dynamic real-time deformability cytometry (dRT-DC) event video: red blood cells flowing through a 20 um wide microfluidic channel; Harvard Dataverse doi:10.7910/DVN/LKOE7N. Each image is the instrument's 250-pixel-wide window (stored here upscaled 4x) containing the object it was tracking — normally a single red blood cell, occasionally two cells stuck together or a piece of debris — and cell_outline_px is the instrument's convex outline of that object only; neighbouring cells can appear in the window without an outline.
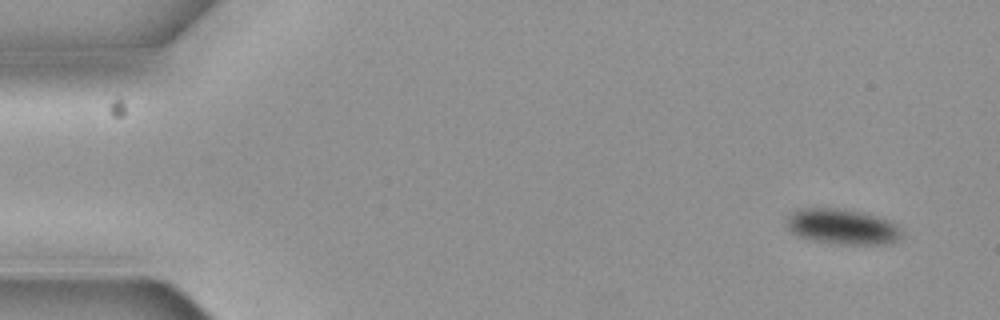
{"species": "common noctule bat (a hibernating species)", "species_latin": "Nyctalus noctula", "temperature_condition": "cold", "stored_images_in_passage": 5, "camera_frame_rate_fps": 3000, "um_per_image_px": 0.085, "animal": {"sex": "female", "body_mass_g": 19.3, "forearm_length_mm": 54.1}, "frame": {"image": 1, "passage_image": 1, "time_ms": 0.0, "image_size_px": [1000, 320], "cell_outline_px": [[904, 232], [896, 240], [880, 244], [840, 244], [812, 240], [800, 236], [792, 232], [788, 228], [788, 216], [792, 212], [800, 208], [844, 208], [864, 212], [888, 220], [896, 224]], "centroid_in_image_um": [71.61, 19.24], "position_along_channel_um": 13.4, "area_um2": 23.64}}
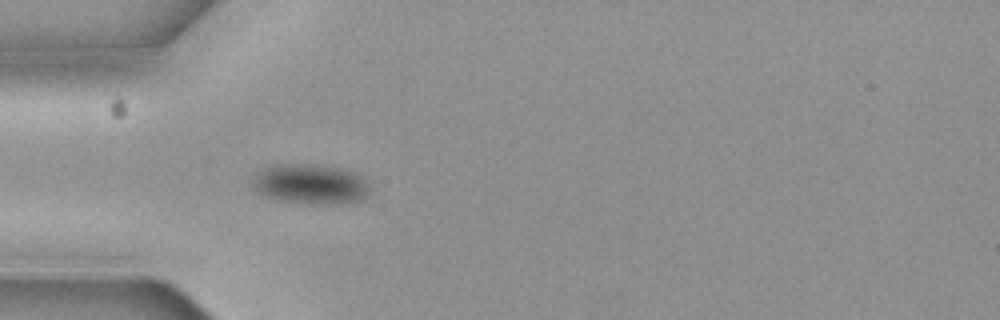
{"frame": {"image": 2, "passage_image": 5, "time_ms": 1.333, "image_size_px": [1000, 320], "cell_outline_px": [[368, 196], [360, 200], [332, 204], [308, 204], [276, 200], [260, 196], [252, 188], [252, 180], [256, 172], [272, 164], [304, 164], [344, 168], [356, 172], [364, 176], [368, 184]], "centroid_in_image_um": [26.34, 15.65], "position_along_channel_um": 58.7, "area_um2": 27.98}}